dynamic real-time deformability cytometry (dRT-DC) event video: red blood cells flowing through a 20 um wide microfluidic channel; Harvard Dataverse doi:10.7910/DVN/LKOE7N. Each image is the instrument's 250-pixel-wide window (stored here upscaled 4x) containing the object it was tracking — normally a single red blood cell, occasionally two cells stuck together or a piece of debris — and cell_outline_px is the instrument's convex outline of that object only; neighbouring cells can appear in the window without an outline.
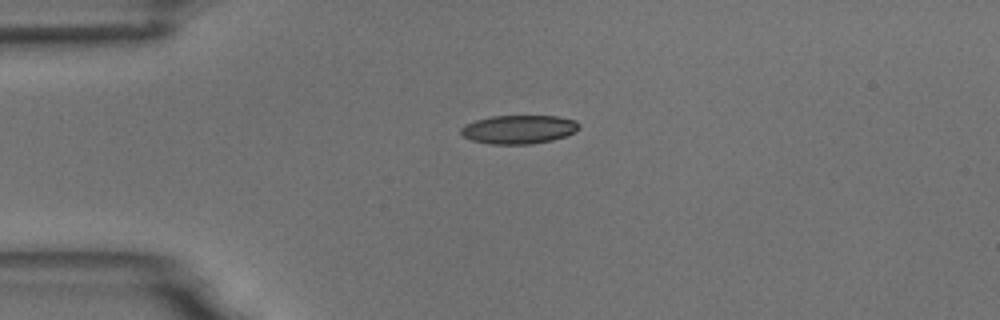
{"species": "common noctule bat (a hibernating species)", "species_latin": "Nyctalus noctula", "temperature_condition": "room temperature", "stored_images_in_passage": 1, "camera_frame_rate_fps": 3000, "um_per_image_px": 0.085, "animal": {"sex": "male", "body_mass_g": 18.8}, "frame": {"image": 1, "passage_image": 1, "time_ms": 0.0, "image_size_px": [1000, 320], "cell_outline_px": [[580, 128], [576, 132], [552, 140], [532, 144], [488, 144], [472, 140], [464, 136], [460, 132], [460, 128], [464, 124], [476, 120], [492, 116], [556, 116], [576, 120], [580, 124]], "centroid_in_image_um": [44.11, 11.0], "position_along_channel_um": 40.9, "area_um2": 19.83}}